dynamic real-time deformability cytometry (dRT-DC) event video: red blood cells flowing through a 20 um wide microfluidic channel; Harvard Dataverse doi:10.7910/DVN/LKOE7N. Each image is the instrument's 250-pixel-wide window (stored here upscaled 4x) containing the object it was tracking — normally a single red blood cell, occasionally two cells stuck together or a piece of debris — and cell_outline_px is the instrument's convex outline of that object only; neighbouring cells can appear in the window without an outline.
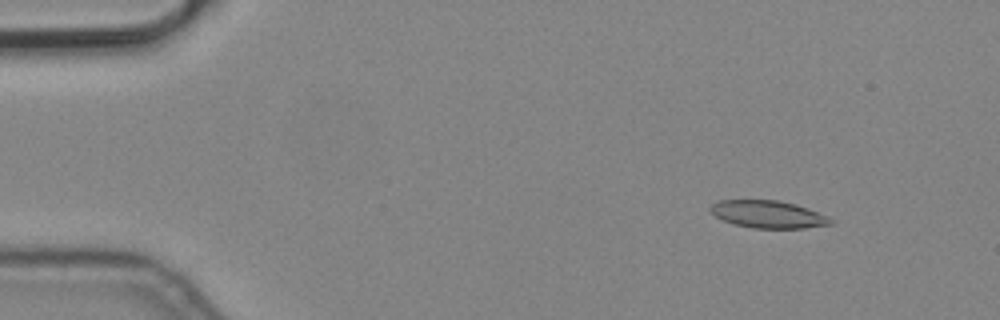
{"species": "common noctule bat (a hibernating species)", "species_latin": "Nyctalus noctula", "temperature_condition": "cold", "stored_images_in_passage": 4, "camera_frame_rate_fps": 3000, "um_per_image_px": 0.085, "animal": {"sex": "male", "body_mass_g": 19.2, "forearm_length_mm": 51.8}, "frame": {"image": 1, "passage_image": 2, "time_ms": 0.333, "image_size_px": [1000, 320], "cell_outline_px": [[836, 220], [832, 224], [804, 228], [752, 228], [732, 224], [716, 216], [708, 208], [716, 200], [776, 200], [796, 204], [808, 208]], "centroid_in_image_um": [65.29, 18.21], "position_along_channel_um": 19.7, "area_um2": 19.31}}
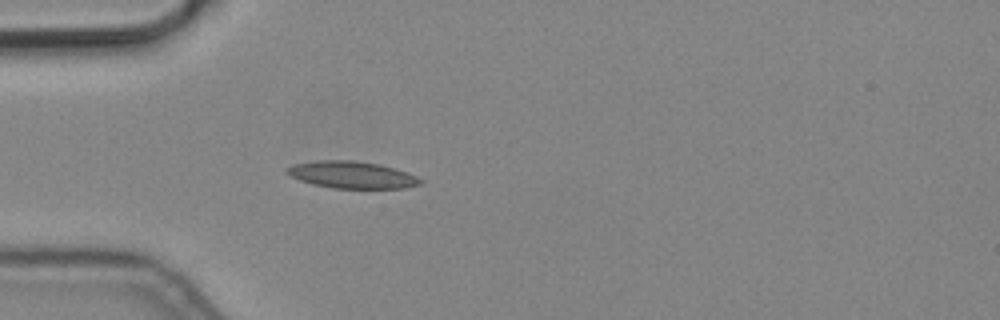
{"frame": {"image": 2, "passage_image": 4, "time_ms": 1.0, "image_size_px": [1000, 320], "cell_outline_px": [[424, 184], [404, 188], [332, 188], [312, 184], [288, 176], [284, 172], [284, 168], [292, 164], [316, 160], [352, 160], [380, 164], [396, 168], [416, 176], [424, 180]], "centroid_in_image_um": [29.88, 14.85], "position_along_channel_um": 55.1, "area_um2": 21.39}}